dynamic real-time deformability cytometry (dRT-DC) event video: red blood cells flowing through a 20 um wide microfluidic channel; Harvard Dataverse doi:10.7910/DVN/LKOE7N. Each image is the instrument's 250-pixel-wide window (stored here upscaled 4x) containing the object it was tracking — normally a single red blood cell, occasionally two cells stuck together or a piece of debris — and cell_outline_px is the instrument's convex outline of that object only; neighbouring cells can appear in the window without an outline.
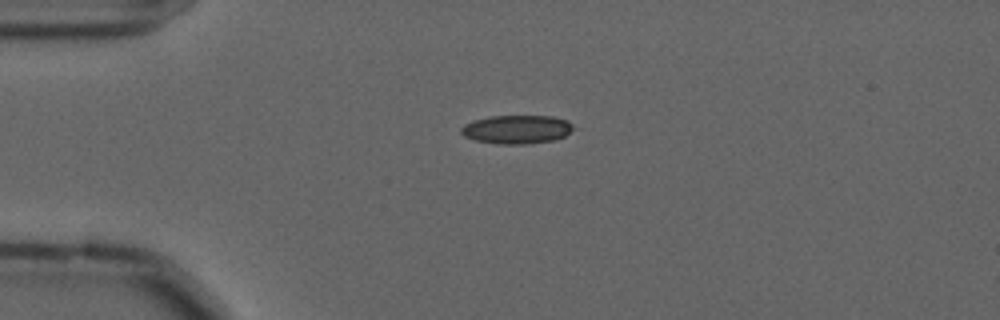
{"species": "common noctule bat (a hibernating species)", "species_latin": "Nyctalus noctula", "temperature_condition": "cold", "stored_images_in_passage": 44, "camera_frame_rate_fps": 3000, "um_per_image_px": 0.085, "animal": {"sex": "male", "forearm_length_mm": 52.5}, "frame": {"image": 1, "passage_image": 1, "time_ms": 0.0, "image_size_px": [1000, 320], "cell_outline_px": [[580, 128], [556, 140], [524, 144], [496, 144], [476, 140], [464, 136], [460, 132], [460, 128], [464, 124], [472, 120], [488, 116], [552, 116], [568, 120]], "centroid_in_image_um": [43.99, 10.99], "position_along_channel_um": 41.0, "area_um2": 19.19}}
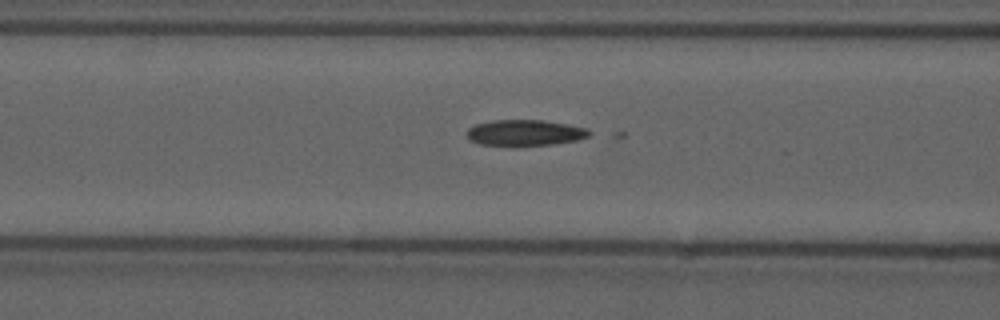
{"frame": {"image": 2, "passage_image": 10, "time_ms": 3.0, "image_size_px": [1000, 320], "cell_outline_px": [[596, 132], [588, 136], [576, 140], [552, 144], [480, 144], [472, 140], [468, 136], [468, 128], [476, 124], [492, 120], [544, 120], [588, 128]], "centroid_in_image_um": [44.7, 11.25], "position_along_channel_um": 121.9, "area_um2": 18.03}}
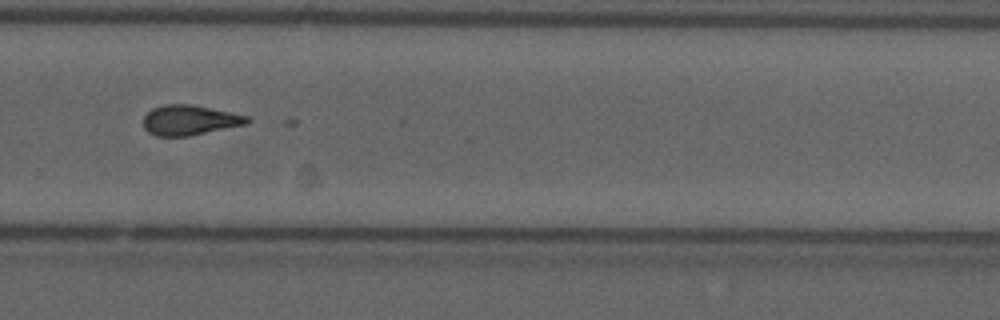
{"frame": {"image": 3, "passage_image": 26, "time_ms": 8.333, "image_size_px": [1000, 320], "cell_outline_px": [[252, 120], [248, 124], [188, 136], [156, 136], [148, 132], [144, 128], [144, 116], [152, 108], [164, 104], [192, 104], [248, 116]], "centroid_in_image_um": [16.12, 10.21], "position_along_channel_um": 313.7, "area_um2": 18.21}}